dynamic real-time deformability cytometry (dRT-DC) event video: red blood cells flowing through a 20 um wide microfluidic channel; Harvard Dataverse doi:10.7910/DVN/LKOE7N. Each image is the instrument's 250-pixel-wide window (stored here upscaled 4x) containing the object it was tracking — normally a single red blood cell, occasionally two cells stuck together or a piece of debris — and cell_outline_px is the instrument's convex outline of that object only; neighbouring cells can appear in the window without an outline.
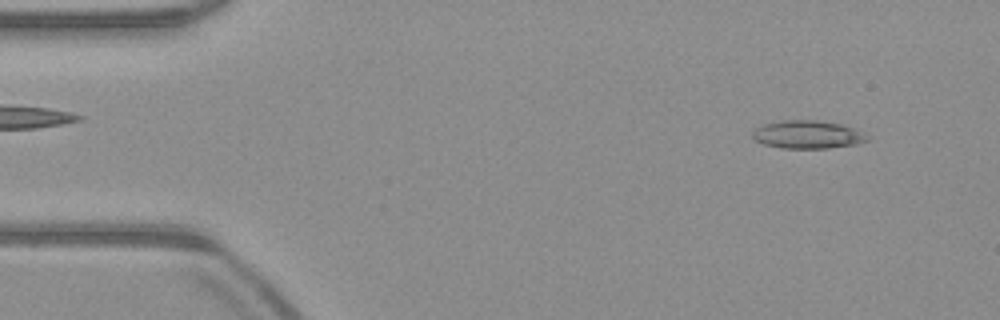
{"species": "common noctule bat (a hibernating species)", "species_latin": "Nyctalus noctula", "temperature_condition": "warm", "stored_images_in_passage": 48, "camera_frame_rate_fps": 3000, "um_per_image_px": 0.085, "animal": {"sex": "male", "body_mass_g": 23.1, "forearm_length_mm": 52.7}, "frame": {"image": 1, "passage_image": 2, "time_ms": 0.333, "image_size_px": [1000, 320], "cell_outline_px": [[872, 136], [868, 140], [856, 144], [828, 148], [780, 148], [764, 144], [756, 140], [752, 136], [752, 132], [756, 128], [764, 124], [780, 120], [816, 120], [840, 124], [856, 128]], "centroid_in_image_um": [68.69, 11.43], "position_along_channel_um": 16.3, "area_um2": 18.9}}
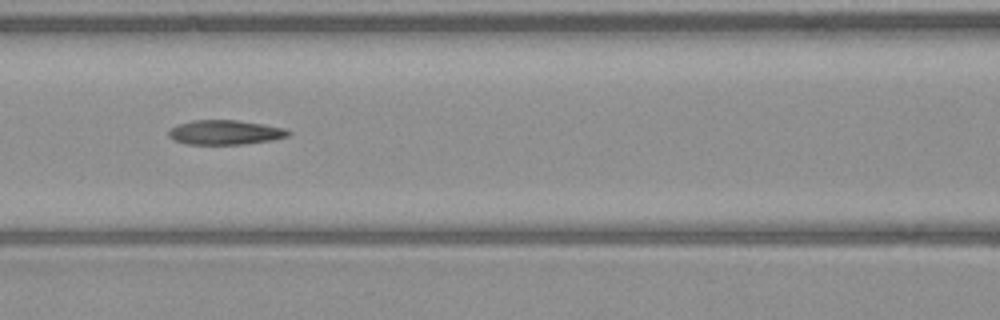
{"frame": {"image": 2, "passage_image": 19, "time_ms": 6.0, "image_size_px": [1000, 320], "cell_outline_px": [[292, 132], [288, 136], [272, 140], [244, 144], [188, 144], [176, 140], [168, 136], [168, 132], [176, 124], [192, 120], [236, 120], [264, 124], [284, 128]], "centroid_in_image_um": [19.14, 11.24], "position_along_channel_um": 147.5, "area_um2": 17.05}}
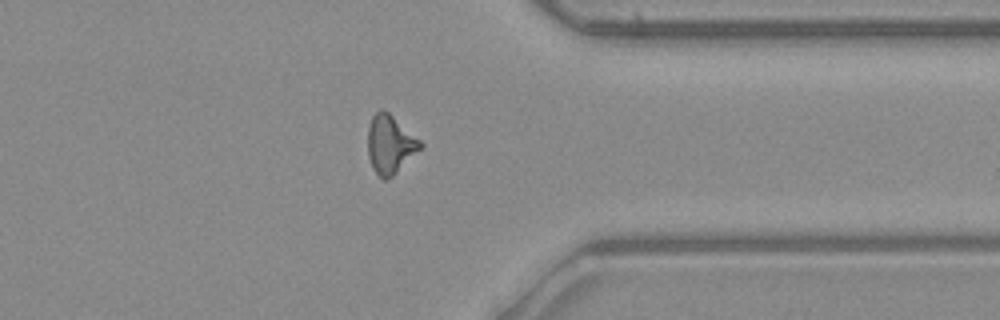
{"frame": {"image": 3, "passage_image": 37, "time_ms": 12.0, "image_size_px": [1000, 320], "cell_outline_px": [[424, 144], [388, 180], [384, 180], [372, 168], [368, 156], [368, 124], [372, 116], [380, 108], [388, 112], [420, 140]], "centroid_in_image_um": [33.12, 12.25], "position_along_channel_um": 378.3, "area_um2": 17.57}, "authors_computed_cell_mechanics": {"area_um2": 17.5423, "velocity_mm_per_s": 4.0048, "shape_relaxation_time_tau1_ms": null, "shape_relaxation_time_tau2_ms": 4.1927, "deformation_change_tau1": null, "deformation_change_tau2": 0.1477}}